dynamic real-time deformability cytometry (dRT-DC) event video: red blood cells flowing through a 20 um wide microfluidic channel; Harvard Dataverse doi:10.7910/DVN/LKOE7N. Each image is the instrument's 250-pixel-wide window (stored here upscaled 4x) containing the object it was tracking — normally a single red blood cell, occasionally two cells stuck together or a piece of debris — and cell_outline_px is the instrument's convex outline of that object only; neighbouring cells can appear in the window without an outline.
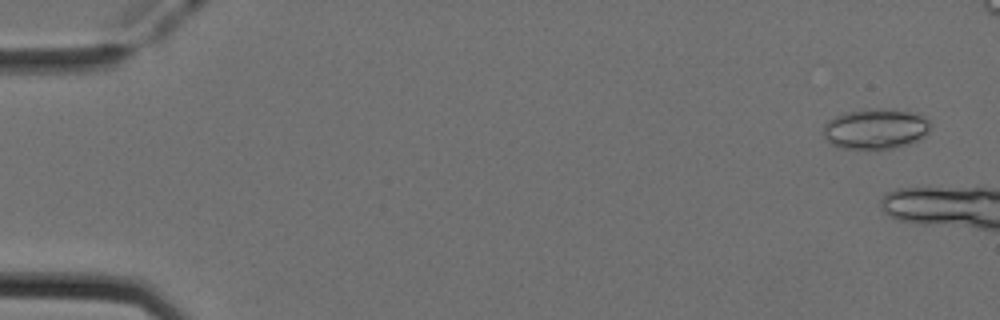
{"species": "Egyptian fruit bat (a non-hibernating species)", "species_latin": "Rousettus aegyptiacus", "temperature_condition": "cold", "stored_images_in_passage": 7, "camera_frame_rate_fps": 3000, "um_per_image_px": 0.085, "animal": {"sex": "female"}, "frame": {"image": 1, "passage_image": 3, "time_ms": 0.667, "image_size_px": [1000, 320], "cell_outline_px": [[928, 132], [924, 136], [908, 144], [876, 152], [840, 148], [832, 144], [824, 136], [824, 124], [828, 120], [844, 112], [868, 108], [892, 108], [912, 112], [924, 116], [928, 120]], "centroid_in_image_um": [74.39, 10.97], "position_along_channel_um": 10.6, "area_um2": 25.89}}